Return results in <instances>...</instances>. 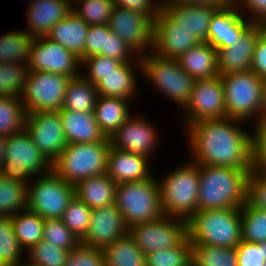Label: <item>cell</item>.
<instances>
[{"instance_id": "1", "label": "cell", "mask_w": 266, "mask_h": 266, "mask_svg": "<svg viewBox=\"0 0 266 266\" xmlns=\"http://www.w3.org/2000/svg\"><path fill=\"white\" fill-rule=\"evenodd\" d=\"M241 122L245 121L225 117L188 125L186 132L192 162L253 170V134L242 130Z\"/></svg>"}, {"instance_id": "2", "label": "cell", "mask_w": 266, "mask_h": 266, "mask_svg": "<svg viewBox=\"0 0 266 266\" xmlns=\"http://www.w3.org/2000/svg\"><path fill=\"white\" fill-rule=\"evenodd\" d=\"M198 211L241 208L247 202V183L252 170L199 165Z\"/></svg>"}, {"instance_id": "3", "label": "cell", "mask_w": 266, "mask_h": 266, "mask_svg": "<svg viewBox=\"0 0 266 266\" xmlns=\"http://www.w3.org/2000/svg\"><path fill=\"white\" fill-rule=\"evenodd\" d=\"M191 243L233 248L242 241L241 209L201 210L187 221Z\"/></svg>"}, {"instance_id": "4", "label": "cell", "mask_w": 266, "mask_h": 266, "mask_svg": "<svg viewBox=\"0 0 266 266\" xmlns=\"http://www.w3.org/2000/svg\"><path fill=\"white\" fill-rule=\"evenodd\" d=\"M190 162L158 182L164 215L185 221L198 212L200 170L198 164Z\"/></svg>"}, {"instance_id": "5", "label": "cell", "mask_w": 266, "mask_h": 266, "mask_svg": "<svg viewBox=\"0 0 266 266\" xmlns=\"http://www.w3.org/2000/svg\"><path fill=\"white\" fill-rule=\"evenodd\" d=\"M110 139L104 142L67 144L52 162V171L69 184L106 173Z\"/></svg>"}, {"instance_id": "6", "label": "cell", "mask_w": 266, "mask_h": 266, "mask_svg": "<svg viewBox=\"0 0 266 266\" xmlns=\"http://www.w3.org/2000/svg\"><path fill=\"white\" fill-rule=\"evenodd\" d=\"M115 205L128 228L164 216L159 183L153 177L143 181L118 183Z\"/></svg>"}, {"instance_id": "7", "label": "cell", "mask_w": 266, "mask_h": 266, "mask_svg": "<svg viewBox=\"0 0 266 266\" xmlns=\"http://www.w3.org/2000/svg\"><path fill=\"white\" fill-rule=\"evenodd\" d=\"M135 65L165 97L185 108L189 103L195 79L181 67L178 59L164 58L152 51L140 56Z\"/></svg>"}, {"instance_id": "8", "label": "cell", "mask_w": 266, "mask_h": 266, "mask_svg": "<svg viewBox=\"0 0 266 266\" xmlns=\"http://www.w3.org/2000/svg\"><path fill=\"white\" fill-rule=\"evenodd\" d=\"M224 88L226 116L232 119L260 121L263 79L252 70L220 75Z\"/></svg>"}, {"instance_id": "9", "label": "cell", "mask_w": 266, "mask_h": 266, "mask_svg": "<svg viewBox=\"0 0 266 266\" xmlns=\"http://www.w3.org/2000/svg\"><path fill=\"white\" fill-rule=\"evenodd\" d=\"M51 171L52 163L35 146L25 129L7 137L5 161L0 169L2 177L28 184L30 178Z\"/></svg>"}, {"instance_id": "10", "label": "cell", "mask_w": 266, "mask_h": 266, "mask_svg": "<svg viewBox=\"0 0 266 266\" xmlns=\"http://www.w3.org/2000/svg\"><path fill=\"white\" fill-rule=\"evenodd\" d=\"M74 197V185L69 184L53 171L39 176L35 182L27 185V209L44 220L62 219L64 211Z\"/></svg>"}, {"instance_id": "11", "label": "cell", "mask_w": 266, "mask_h": 266, "mask_svg": "<svg viewBox=\"0 0 266 266\" xmlns=\"http://www.w3.org/2000/svg\"><path fill=\"white\" fill-rule=\"evenodd\" d=\"M70 80L62 74L28 70L21 97L26 113L59 111Z\"/></svg>"}, {"instance_id": "12", "label": "cell", "mask_w": 266, "mask_h": 266, "mask_svg": "<svg viewBox=\"0 0 266 266\" xmlns=\"http://www.w3.org/2000/svg\"><path fill=\"white\" fill-rule=\"evenodd\" d=\"M128 233L147 255L179 245L188 236L187 221L164 215L157 220L131 226Z\"/></svg>"}, {"instance_id": "13", "label": "cell", "mask_w": 266, "mask_h": 266, "mask_svg": "<svg viewBox=\"0 0 266 266\" xmlns=\"http://www.w3.org/2000/svg\"><path fill=\"white\" fill-rule=\"evenodd\" d=\"M185 125L226 116L224 88L221 77L195 80L189 103L185 109Z\"/></svg>"}, {"instance_id": "14", "label": "cell", "mask_w": 266, "mask_h": 266, "mask_svg": "<svg viewBox=\"0 0 266 266\" xmlns=\"http://www.w3.org/2000/svg\"><path fill=\"white\" fill-rule=\"evenodd\" d=\"M24 129L51 163L67 146L59 111L27 113Z\"/></svg>"}, {"instance_id": "15", "label": "cell", "mask_w": 266, "mask_h": 266, "mask_svg": "<svg viewBox=\"0 0 266 266\" xmlns=\"http://www.w3.org/2000/svg\"><path fill=\"white\" fill-rule=\"evenodd\" d=\"M153 22L146 14L114 5L108 26L141 56L153 47Z\"/></svg>"}, {"instance_id": "16", "label": "cell", "mask_w": 266, "mask_h": 266, "mask_svg": "<svg viewBox=\"0 0 266 266\" xmlns=\"http://www.w3.org/2000/svg\"><path fill=\"white\" fill-rule=\"evenodd\" d=\"M27 65L29 70L62 74L71 79L81 75L80 58L46 36L36 37Z\"/></svg>"}, {"instance_id": "17", "label": "cell", "mask_w": 266, "mask_h": 266, "mask_svg": "<svg viewBox=\"0 0 266 266\" xmlns=\"http://www.w3.org/2000/svg\"><path fill=\"white\" fill-rule=\"evenodd\" d=\"M200 41L184 27H176L174 21L162 8L153 22L152 52L164 57L178 59Z\"/></svg>"}, {"instance_id": "18", "label": "cell", "mask_w": 266, "mask_h": 266, "mask_svg": "<svg viewBox=\"0 0 266 266\" xmlns=\"http://www.w3.org/2000/svg\"><path fill=\"white\" fill-rule=\"evenodd\" d=\"M142 117L131 115L109 138L111 147L150 158L157 146L158 131Z\"/></svg>"}, {"instance_id": "19", "label": "cell", "mask_w": 266, "mask_h": 266, "mask_svg": "<svg viewBox=\"0 0 266 266\" xmlns=\"http://www.w3.org/2000/svg\"><path fill=\"white\" fill-rule=\"evenodd\" d=\"M128 227L115 204L92 209L89 227L80 243L104 249L115 240L125 236Z\"/></svg>"}, {"instance_id": "20", "label": "cell", "mask_w": 266, "mask_h": 266, "mask_svg": "<svg viewBox=\"0 0 266 266\" xmlns=\"http://www.w3.org/2000/svg\"><path fill=\"white\" fill-rule=\"evenodd\" d=\"M242 12L235 3L219 8L211 18L207 43L216 50L234 45L253 23L251 20L246 21Z\"/></svg>"}, {"instance_id": "21", "label": "cell", "mask_w": 266, "mask_h": 266, "mask_svg": "<svg viewBox=\"0 0 266 266\" xmlns=\"http://www.w3.org/2000/svg\"><path fill=\"white\" fill-rule=\"evenodd\" d=\"M264 32L262 23H252L234 45L217 50L220 75L248 71L251 68L253 52L259 36Z\"/></svg>"}, {"instance_id": "22", "label": "cell", "mask_w": 266, "mask_h": 266, "mask_svg": "<svg viewBox=\"0 0 266 266\" xmlns=\"http://www.w3.org/2000/svg\"><path fill=\"white\" fill-rule=\"evenodd\" d=\"M150 159L146 156L110 147L106 174L118 183L137 182L152 178Z\"/></svg>"}, {"instance_id": "23", "label": "cell", "mask_w": 266, "mask_h": 266, "mask_svg": "<svg viewBox=\"0 0 266 266\" xmlns=\"http://www.w3.org/2000/svg\"><path fill=\"white\" fill-rule=\"evenodd\" d=\"M174 21L176 27H184L200 42H207L209 25L214 13L219 9L215 6H200L162 2L161 7Z\"/></svg>"}, {"instance_id": "24", "label": "cell", "mask_w": 266, "mask_h": 266, "mask_svg": "<svg viewBox=\"0 0 266 266\" xmlns=\"http://www.w3.org/2000/svg\"><path fill=\"white\" fill-rule=\"evenodd\" d=\"M72 10L70 0H38L27 11L29 35L46 36L54 24L64 19Z\"/></svg>"}, {"instance_id": "25", "label": "cell", "mask_w": 266, "mask_h": 266, "mask_svg": "<svg viewBox=\"0 0 266 266\" xmlns=\"http://www.w3.org/2000/svg\"><path fill=\"white\" fill-rule=\"evenodd\" d=\"M59 114L67 144L104 142L108 139L101 131L94 112L71 111L61 108Z\"/></svg>"}, {"instance_id": "26", "label": "cell", "mask_w": 266, "mask_h": 266, "mask_svg": "<svg viewBox=\"0 0 266 266\" xmlns=\"http://www.w3.org/2000/svg\"><path fill=\"white\" fill-rule=\"evenodd\" d=\"M89 25L73 10L57 24L51 27L46 35L50 40L84 60L85 38Z\"/></svg>"}, {"instance_id": "27", "label": "cell", "mask_w": 266, "mask_h": 266, "mask_svg": "<svg viewBox=\"0 0 266 266\" xmlns=\"http://www.w3.org/2000/svg\"><path fill=\"white\" fill-rule=\"evenodd\" d=\"M178 61L195 80L219 76L217 50L207 42H200L183 53Z\"/></svg>"}, {"instance_id": "28", "label": "cell", "mask_w": 266, "mask_h": 266, "mask_svg": "<svg viewBox=\"0 0 266 266\" xmlns=\"http://www.w3.org/2000/svg\"><path fill=\"white\" fill-rule=\"evenodd\" d=\"M116 185L106 173L92 176L74 185L75 197L91 209L115 204Z\"/></svg>"}, {"instance_id": "29", "label": "cell", "mask_w": 266, "mask_h": 266, "mask_svg": "<svg viewBox=\"0 0 266 266\" xmlns=\"http://www.w3.org/2000/svg\"><path fill=\"white\" fill-rule=\"evenodd\" d=\"M129 100L99 95L94 107L95 119L107 138L130 117Z\"/></svg>"}, {"instance_id": "30", "label": "cell", "mask_w": 266, "mask_h": 266, "mask_svg": "<svg viewBox=\"0 0 266 266\" xmlns=\"http://www.w3.org/2000/svg\"><path fill=\"white\" fill-rule=\"evenodd\" d=\"M133 62L121 63L114 71L105 75L96 84L98 95L105 97L123 98L130 101L136 94L137 78L132 69Z\"/></svg>"}, {"instance_id": "31", "label": "cell", "mask_w": 266, "mask_h": 266, "mask_svg": "<svg viewBox=\"0 0 266 266\" xmlns=\"http://www.w3.org/2000/svg\"><path fill=\"white\" fill-rule=\"evenodd\" d=\"M98 96L96 85L80 75L69 81L62 108L71 111L93 112Z\"/></svg>"}, {"instance_id": "32", "label": "cell", "mask_w": 266, "mask_h": 266, "mask_svg": "<svg viewBox=\"0 0 266 266\" xmlns=\"http://www.w3.org/2000/svg\"><path fill=\"white\" fill-rule=\"evenodd\" d=\"M106 266H146V255L127 233L104 249Z\"/></svg>"}, {"instance_id": "33", "label": "cell", "mask_w": 266, "mask_h": 266, "mask_svg": "<svg viewBox=\"0 0 266 266\" xmlns=\"http://www.w3.org/2000/svg\"><path fill=\"white\" fill-rule=\"evenodd\" d=\"M14 233L20 247L28 251L43 240L45 220L38 214L26 209L10 216Z\"/></svg>"}, {"instance_id": "34", "label": "cell", "mask_w": 266, "mask_h": 266, "mask_svg": "<svg viewBox=\"0 0 266 266\" xmlns=\"http://www.w3.org/2000/svg\"><path fill=\"white\" fill-rule=\"evenodd\" d=\"M36 37L26 31H13L0 37V62L28 63Z\"/></svg>"}, {"instance_id": "35", "label": "cell", "mask_w": 266, "mask_h": 266, "mask_svg": "<svg viewBox=\"0 0 266 266\" xmlns=\"http://www.w3.org/2000/svg\"><path fill=\"white\" fill-rule=\"evenodd\" d=\"M26 114L21 98L0 97V136L8 137L24 130Z\"/></svg>"}, {"instance_id": "36", "label": "cell", "mask_w": 266, "mask_h": 266, "mask_svg": "<svg viewBox=\"0 0 266 266\" xmlns=\"http://www.w3.org/2000/svg\"><path fill=\"white\" fill-rule=\"evenodd\" d=\"M27 185L0 175V216H12L27 209Z\"/></svg>"}, {"instance_id": "37", "label": "cell", "mask_w": 266, "mask_h": 266, "mask_svg": "<svg viewBox=\"0 0 266 266\" xmlns=\"http://www.w3.org/2000/svg\"><path fill=\"white\" fill-rule=\"evenodd\" d=\"M193 266H237L236 249L191 243Z\"/></svg>"}, {"instance_id": "38", "label": "cell", "mask_w": 266, "mask_h": 266, "mask_svg": "<svg viewBox=\"0 0 266 266\" xmlns=\"http://www.w3.org/2000/svg\"><path fill=\"white\" fill-rule=\"evenodd\" d=\"M192 245L187 236L179 245L146 255V266H191Z\"/></svg>"}, {"instance_id": "39", "label": "cell", "mask_w": 266, "mask_h": 266, "mask_svg": "<svg viewBox=\"0 0 266 266\" xmlns=\"http://www.w3.org/2000/svg\"><path fill=\"white\" fill-rule=\"evenodd\" d=\"M26 63L0 62V97H22L28 73Z\"/></svg>"}, {"instance_id": "40", "label": "cell", "mask_w": 266, "mask_h": 266, "mask_svg": "<svg viewBox=\"0 0 266 266\" xmlns=\"http://www.w3.org/2000/svg\"><path fill=\"white\" fill-rule=\"evenodd\" d=\"M240 209L242 240L266 242V211L250 206L247 202Z\"/></svg>"}, {"instance_id": "41", "label": "cell", "mask_w": 266, "mask_h": 266, "mask_svg": "<svg viewBox=\"0 0 266 266\" xmlns=\"http://www.w3.org/2000/svg\"><path fill=\"white\" fill-rule=\"evenodd\" d=\"M23 249L13 230L10 216H0V266H16L21 261Z\"/></svg>"}, {"instance_id": "42", "label": "cell", "mask_w": 266, "mask_h": 266, "mask_svg": "<svg viewBox=\"0 0 266 266\" xmlns=\"http://www.w3.org/2000/svg\"><path fill=\"white\" fill-rule=\"evenodd\" d=\"M113 7L114 0H74L72 2V10L89 26L108 24Z\"/></svg>"}, {"instance_id": "43", "label": "cell", "mask_w": 266, "mask_h": 266, "mask_svg": "<svg viewBox=\"0 0 266 266\" xmlns=\"http://www.w3.org/2000/svg\"><path fill=\"white\" fill-rule=\"evenodd\" d=\"M70 250L41 240L28 250L26 261L33 266H64ZM30 254V255H29Z\"/></svg>"}, {"instance_id": "44", "label": "cell", "mask_w": 266, "mask_h": 266, "mask_svg": "<svg viewBox=\"0 0 266 266\" xmlns=\"http://www.w3.org/2000/svg\"><path fill=\"white\" fill-rule=\"evenodd\" d=\"M92 209L76 197L68 204L62 220L70 231L81 240L87 233Z\"/></svg>"}, {"instance_id": "45", "label": "cell", "mask_w": 266, "mask_h": 266, "mask_svg": "<svg viewBox=\"0 0 266 266\" xmlns=\"http://www.w3.org/2000/svg\"><path fill=\"white\" fill-rule=\"evenodd\" d=\"M43 240L65 250H73L80 243L62 219H45Z\"/></svg>"}, {"instance_id": "46", "label": "cell", "mask_w": 266, "mask_h": 266, "mask_svg": "<svg viewBox=\"0 0 266 266\" xmlns=\"http://www.w3.org/2000/svg\"><path fill=\"white\" fill-rule=\"evenodd\" d=\"M122 62L103 55H93L81 60V65L87 67V74L82 77L90 83L98 84L105 75L114 71Z\"/></svg>"}, {"instance_id": "47", "label": "cell", "mask_w": 266, "mask_h": 266, "mask_svg": "<svg viewBox=\"0 0 266 266\" xmlns=\"http://www.w3.org/2000/svg\"><path fill=\"white\" fill-rule=\"evenodd\" d=\"M64 266H106L104 250L79 243L68 253Z\"/></svg>"}, {"instance_id": "48", "label": "cell", "mask_w": 266, "mask_h": 266, "mask_svg": "<svg viewBox=\"0 0 266 266\" xmlns=\"http://www.w3.org/2000/svg\"><path fill=\"white\" fill-rule=\"evenodd\" d=\"M247 203L266 211V173L252 170L247 183Z\"/></svg>"}, {"instance_id": "49", "label": "cell", "mask_w": 266, "mask_h": 266, "mask_svg": "<svg viewBox=\"0 0 266 266\" xmlns=\"http://www.w3.org/2000/svg\"><path fill=\"white\" fill-rule=\"evenodd\" d=\"M111 32L108 24L90 25L85 38L84 59L101 55L106 51L107 37Z\"/></svg>"}, {"instance_id": "50", "label": "cell", "mask_w": 266, "mask_h": 266, "mask_svg": "<svg viewBox=\"0 0 266 266\" xmlns=\"http://www.w3.org/2000/svg\"><path fill=\"white\" fill-rule=\"evenodd\" d=\"M101 55L114 58L122 63L131 62V57L133 58L132 61L134 63L140 62V56L125 41L119 38L117 34L112 31L107 37L106 51H104Z\"/></svg>"}, {"instance_id": "51", "label": "cell", "mask_w": 266, "mask_h": 266, "mask_svg": "<svg viewBox=\"0 0 266 266\" xmlns=\"http://www.w3.org/2000/svg\"><path fill=\"white\" fill-rule=\"evenodd\" d=\"M237 266H263V242L241 241L236 247Z\"/></svg>"}, {"instance_id": "52", "label": "cell", "mask_w": 266, "mask_h": 266, "mask_svg": "<svg viewBox=\"0 0 266 266\" xmlns=\"http://www.w3.org/2000/svg\"><path fill=\"white\" fill-rule=\"evenodd\" d=\"M253 132V170L266 173V120L256 122Z\"/></svg>"}, {"instance_id": "53", "label": "cell", "mask_w": 266, "mask_h": 266, "mask_svg": "<svg viewBox=\"0 0 266 266\" xmlns=\"http://www.w3.org/2000/svg\"><path fill=\"white\" fill-rule=\"evenodd\" d=\"M114 5L146 14L153 21L159 14L162 7V3H156L155 5L153 0H114Z\"/></svg>"}, {"instance_id": "54", "label": "cell", "mask_w": 266, "mask_h": 266, "mask_svg": "<svg viewBox=\"0 0 266 266\" xmlns=\"http://www.w3.org/2000/svg\"><path fill=\"white\" fill-rule=\"evenodd\" d=\"M250 70L262 79H266V34L264 32L257 39Z\"/></svg>"}, {"instance_id": "55", "label": "cell", "mask_w": 266, "mask_h": 266, "mask_svg": "<svg viewBox=\"0 0 266 266\" xmlns=\"http://www.w3.org/2000/svg\"><path fill=\"white\" fill-rule=\"evenodd\" d=\"M236 7H244L247 11H251L253 18H250L254 23H262L266 19V0H233ZM240 3V4H239Z\"/></svg>"}, {"instance_id": "56", "label": "cell", "mask_w": 266, "mask_h": 266, "mask_svg": "<svg viewBox=\"0 0 266 266\" xmlns=\"http://www.w3.org/2000/svg\"><path fill=\"white\" fill-rule=\"evenodd\" d=\"M165 2H174L179 4H191L200 6H215L224 8L233 3V0H163Z\"/></svg>"}, {"instance_id": "57", "label": "cell", "mask_w": 266, "mask_h": 266, "mask_svg": "<svg viewBox=\"0 0 266 266\" xmlns=\"http://www.w3.org/2000/svg\"><path fill=\"white\" fill-rule=\"evenodd\" d=\"M266 120V79H263V97H262V110L260 113V121Z\"/></svg>"}, {"instance_id": "58", "label": "cell", "mask_w": 266, "mask_h": 266, "mask_svg": "<svg viewBox=\"0 0 266 266\" xmlns=\"http://www.w3.org/2000/svg\"><path fill=\"white\" fill-rule=\"evenodd\" d=\"M7 137L0 136V169L5 161V148H6Z\"/></svg>"}, {"instance_id": "59", "label": "cell", "mask_w": 266, "mask_h": 266, "mask_svg": "<svg viewBox=\"0 0 266 266\" xmlns=\"http://www.w3.org/2000/svg\"><path fill=\"white\" fill-rule=\"evenodd\" d=\"M263 253H264V259L266 261V242H263Z\"/></svg>"}, {"instance_id": "60", "label": "cell", "mask_w": 266, "mask_h": 266, "mask_svg": "<svg viewBox=\"0 0 266 266\" xmlns=\"http://www.w3.org/2000/svg\"><path fill=\"white\" fill-rule=\"evenodd\" d=\"M16 266H33V265H31L30 263H28L27 261L26 262H22V263H19L18 265H16Z\"/></svg>"}, {"instance_id": "61", "label": "cell", "mask_w": 266, "mask_h": 266, "mask_svg": "<svg viewBox=\"0 0 266 266\" xmlns=\"http://www.w3.org/2000/svg\"><path fill=\"white\" fill-rule=\"evenodd\" d=\"M264 33L266 34V19L262 22Z\"/></svg>"}, {"instance_id": "62", "label": "cell", "mask_w": 266, "mask_h": 266, "mask_svg": "<svg viewBox=\"0 0 266 266\" xmlns=\"http://www.w3.org/2000/svg\"><path fill=\"white\" fill-rule=\"evenodd\" d=\"M38 0H32L30 4L36 3Z\"/></svg>"}]
</instances>
